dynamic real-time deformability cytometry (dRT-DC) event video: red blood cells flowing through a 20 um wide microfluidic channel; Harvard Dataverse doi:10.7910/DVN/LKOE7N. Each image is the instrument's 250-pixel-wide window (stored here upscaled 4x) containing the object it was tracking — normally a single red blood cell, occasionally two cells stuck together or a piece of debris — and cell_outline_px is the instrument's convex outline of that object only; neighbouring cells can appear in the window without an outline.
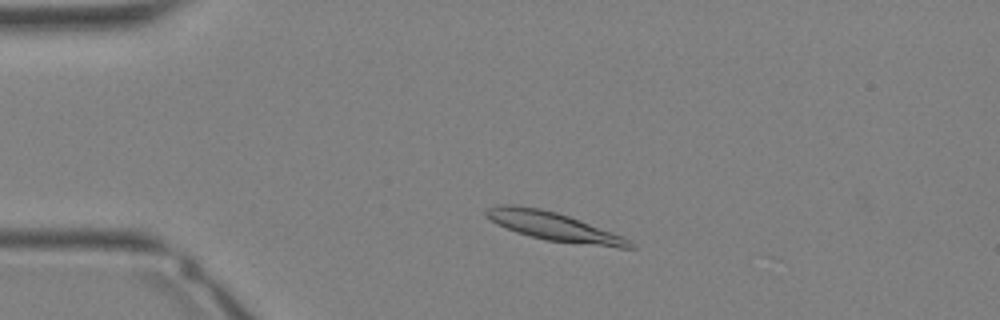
{"species": "Egyptian fruit bat (a non-hibernating species)", "species_latin": "Rousettus aegyptiacus", "temperature_condition": "warm", "stored_images_in_passage": 32, "camera_frame_rate_fps": 3000, "um_per_image_px": 0.085, "animal": {"sex": "female"}, "frame": {"image": 1, "passage_image": 5, "time_ms": 1.333, "image_size_px": [1000, 320], "cell_outline_px": [[636, 248], [620, 248], [544, 240], [516, 232], [504, 228], [496, 224], [484, 216], [484, 212], [488, 208], [500, 204], [512, 204], [540, 208], [556, 212], [568, 216], [624, 236], [632, 240], [636, 244]], "centroid_in_image_um": [47.07, 19.26], "position_along_channel_um": 37.9, "area_um2": 24.16}}
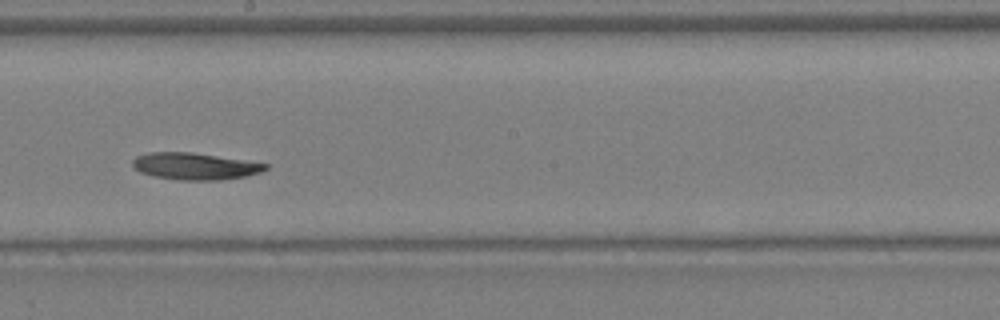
{"frame": {"image": 2, "passage_image": 17, "time_ms": 5.333, "image_size_px": [1000, 320], "cell_outline_px": [[268, 168], [260, 172], [244, 176], [220, 180], [180, 180], [156, 176], [140, 172], [132, 164], [132, 160], [136, 156], [148, 152], [192, 152], [268, 164]], "centroid_in_image_um": [16.54, 14.12], "position_along_channel_um": 231.7, "area_um2": 20.52}}
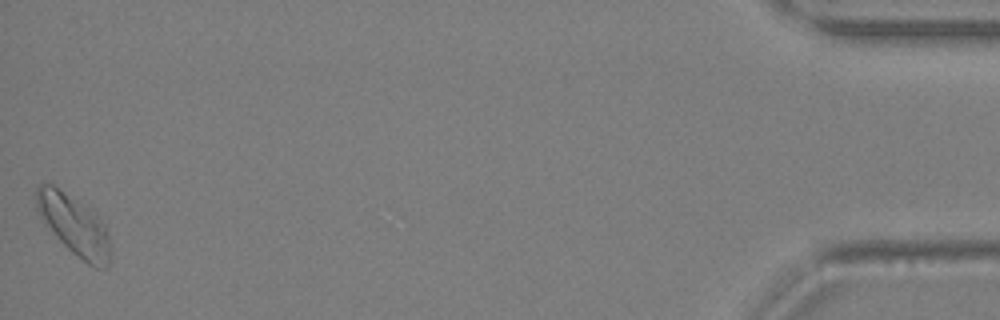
{"frame": {"image": 3, "passage_image": 32, "time_ms": 10.333, "image_size_px": [1000, 320], "cell_outline_px": [[108, 264], [104, 268], [96, 268], [88, 264], [72, 252], [56, 236], [36, 212], [36, 188], [40, 184], [52, 184], [96, 216], [104, 224], [108, 236]], "centroid_in_image_um": [6.24, 19.15], "position_along_channel_um": 429.0, "area_um2": 24.68}}